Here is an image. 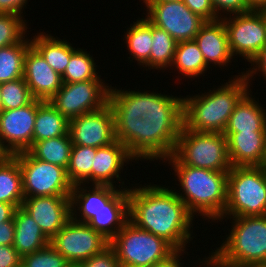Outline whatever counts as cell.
Instances as JSON below:
<instances>
[{
    "instance_id": "cell-1",
    "label": "cell",
    "mask_w": 266,
    "mask_h": 267,
    "mask_svg": "<svg viewBox=\"0 0 266 267\" xmlns=\"http://www.w3.org/2000/svg\"><path fill=\"white\" fill-rule=\"evenodd\" d=\"M145 185L129 188V221L163 238L175 250H186L194 237L191 230L194 216L175 193V188Z\"/></svg>"
},
{
    "instance_id": "cell-2",
    "label": "cell",
    "mask_w": 266,
    "mask_h": 267,
    "mask_svg": "<svg viewBox=\"0 0 266 267\" xmlns=\"http://www.w3.org/2000/svg\"><path fill=\"white\" fill-rule=\"evenodd\" d=\"M167 161L169 166L172 165L171 169L179 181V184L175 185L181 187V190H176L175 193L185 203L190 213L194 217L198 214L209 222L210 219L211 222L216 220L218 222L227 205L228 172L183 165L173 155L162 163Z\"/></svg>"
},
{
    "instance_id": "cell-3",
    "label": "cell",
    "mask_w": 266,
    "mask_h": 267,
    "mask_svg": "<svg viewBox=\"0 0 266 267\" xmlns=\"http://www.w3.org/2000/svg\"><path fill=\"white\" fill-rule=\"evenodd\" d=\"M234 77L219 88L184 97L183 126L196 132L223 133L237 103L251 90L244 72Z\"/></svg>"
},
{
    "instance_id": "cell-4",
    "label": "cell",
    "mask_w": 266,
    "mask_h": 267,
    "mask_svg": "<svg viewBox=\"0 0 266 267\" xmlns=\"http://www.w3.org/2000/svg\"><path fill=\"white\" fill-rule=\"evenodd\" d=\"M182 126L154 124L143 117H115V137L135 161H164L173 154Z\"/></svg>"
},
{
    "instance_id": "cell-5",
    "label": "cell",
    "mask_w": 266,
    "mask_h": 267,
    "mask_svg": "<svg viewBox=\"0 0 266 267\" xmlns=\"http://www.w3.org/2000/svg\"><path fill=\"white\" fill-rule=\"evenodd\" d=\"M231 231L220 247L211 251L226 267L266 265V215L230 218Z\"/></svg>"
},
{
    "instance_id": "cell-6",
    "label": "cell",
    "mask_w": 266,
    "mask_h": 267,
    "mask_svg": "<svg viewBox=\"0 0 266 267\" xmlns=\"http://www.w3.org/2000/svg\"><path fill=\"white\" fill-rule=\"evenodd\" d=\"M109 104L114 117L149 118L150 123H183V96L154 91L122 90L110 87Z\"/></svg>"
},
{
    "instance_id": "cell-7",
    "label": "cell",
    "mask_w": 266,
    "mask_h": 267,
    "mask_svg": "<svg viewBox=\"0 0 266 267\" xmlns=\"http://www.w3.org/2000/svg\"><path fill=\"white\" fill-rule=\"evenodd\" d=\"M262 215H266V168L232 167L228 172L227 205L219 221Z\"/></svg>"
},
{
    "instance_id": "cell-8",
    "label": "cell",
    "mask_w": 266,
    "mask_h": 267,
    "mask_svg": "<svg viewBox=\"0 0 266 267\" xmlns=\"http://www.w3.org/2000/svg\"><path fill=\"white\" fill-rule=\"evenodd\" d=\"M181 164L220 172L233 167L223 133L196 132L182 126L172 154Z\"/></svg>"
},
{
    "instance_id": "cell-9",
    "label": "cell",
    "mask_w": 266,
    "mask_h": 267,
    "mask_svg": "<svg viewBox=\"0 0 266 267\" xmlns=\"http://www.w3.org/2000/svg\"><path fill=\"white\" fill-rule=\"evenodd\" d=\"M109 245L121 267H154L176 250L163 238L136 227L128 221Z\"/></svg>"
},
{
    "instance_id": "cell-10",
    "label": "cell",
    "mask_w": 266,
    "mask_h": 267,
    "mask_svg": "<svg viewBox=\"0 0 266 267\" xmlns=\"http://www.w3.org/2000/svg\"><path fill=\"white\" fill-rule=\"evenodd\" d=\"M22 174L24 198L70 196L73 184L67 169L35 158L29 151L15 154Z\"/></svg>"
},
{
    "instance_id": "cell-11",
    "label": "cell",
    "mask_w": 266,
    "mask_h": 267,
    "mask_svg": "<svg viewBox=\"0 0 266 267\" xmlns=\"http://www.w3.org/2000/svg\"><path fill=\"white\" fill-rule=\"evenodd\" d=\"M104 82L103 79H95L62 83L49 103L67 120L99 110L109 103L111 85Z\"/></svg>"
},
{
    "instance_id": "cell-12",
    "label": "cell",
    "mask_w": 266,
    "mask_h": 267,
    "mask_svg": "<svg viewBox=\"0 0 266 267\" xmlns=\"http://www.w3.org/2000/svg\"><path fill=\"white\" fill-rule=\"evenodd\" d=\"M231 16L222 18L231 54L243 56L250 63L266 46V11L251 10Z\"/></svg>"
},
{
    "instance_id": "cell-13",
    "label": "cell",
    "mask_w": 266,
    "mask_h": 267,
    "mask_svg": "<svg viewBox=\"0 0 266 267\" xmlns=\"http://www.w3.org/2000/svg\"><path fill=\"white\" fill-rule=\"evenodd\" d=\"M50 244L74 267L101 252L109 240L87 223L70 218Z\"/></svg>"
},
{
    "instance_id": "cell-14",
    "label": "cell",
    "mask_w": 266,
    "mask_h": 267,
    "mask_svg": "<svg viewBox=\"0 0 266 267\" xmlns=\"http://www.w3.org/2000/svg\"><path fill=\"white\" fill-rule=\"evenodd\" d=\"M147 8L146 18L155 26L165 30L177 42L194 40L206 22L183 3L143 2Z\"/></svg>"
},
{
    "instance_id": "cell-15",
    "label": "cell",
    "mask_w": 266,
    "mask_h": 267,
    "mask_svg": "<svg viewBox=\"0 0 266 267\" xmlns=\"http://www.w3.org/2000/svg\"><path fill=\"white\" fill-rule=\"evenodd\" d=\"M37 99L29 104L0 112V153L15 155L33 145ZM7 143V144H6Z\"/></svg>"
},
{
    "instance_id": "cell-16",
    "label": "cell",
    "mask_w": 266,
    "mask_h": 267,
    "mask_svg": "<svg viewBox=\"0 0 266 267\" xmlns=\"http://www.w3.org/2000/svg\"><path fill=\"white\" fill-rule=\"evenodd\" d=\"M68 132L73 145L99 148L113 143L115 117L111 105L69 120Z\"/></svg>"
},
{
    "instance_id": "cell-17",
    "label": "cell",
    "mask_w": 266,
    "mask_h": 267,
    "mask_svg": "<svg viewBox=\"0 0 266 267\" xmlns=\"http://www.w3.org/2000/svg\"><path fill=\"white\" fill-rule=\"evenodd\" d=\"M21 207L50 240L71 218L70 196L27 197Z\"/></svg>"
},
{
    "instance_id": "cell-18",
    "label": "cell",
    "mask_w": 266,
    "mask_h": 267,
    "mask_svg": "<svg viewBox=\"0 0 266 267\" xmlns=\"http://www.w3.org/2000/svg\"><path fill=\"white\" fill-rule=\"evenodd\" d=\"M24 80L34 99L49 101L61 88L62 79L31 45L24 58Z\"/></svg>"
},
{
    "instance_id": "cell-19",
    "label": "cell",
    "mask_w": 266,
    "mask_h": 267,
    "mask_svg": "<svg viewBox=\"0 0 266 267\" xmlns=\"http://www.w3.org/2000/svg\"><path fill=\"white\" fill-rule=\"evenodd\" d=\"M135 160L127 151L126 147L119 141L97 148V152L92 165V185H108L117 187L114 183L117 181L118 188L129 189L124 186V181L121 180V172L124 166L129 164V161ZM125 163H127L125 165ZM122 170V171H121ZM116 178V181H115ZM114 180V181H113ZM121 181V182H120Z\"/></svg>"
},
{
    "instance_id": "cell-20",
    "label": "cell",
    "mask_w": 266,
    "mask_h": 267,
    "mask_svg": "<svg viewBox=\"0 0 266 267\" xmlns=\"http://www.w3.org/2000/svg\"><path fill=\"white\" fill-rule=\"evenodd\" d=\"M81 185H73L70 211L71 219L82 223H88L121 190L108 185Z\"/></svg>"
},
{
    "instance_id": "cell-21",
    "label": "cell",
    "mask_w": 266,
    "mask_h": 267,
    "mask_svg": "<svg viewBox=\"0 0 266 267\" xmlns=\"http://www.w3.org/2000/svg\"><path fill=\"white\" fill-rule=\"evenodd\" d=\"M210 68L225 67L234 60L228 42V33L222 19L206 21L194 38Z\"/></svg>"
},
{
    "instance_id": "cell-22",
    "label": "cell",
    "mask_w": 266,
    "mask_h": 267,
    "mask_svg": "<svg viewBox=\"0 0 266 267\" xmlns=\"http://www.w3.org/2000/svg\"><path fill=\"white\" fill-rule=\"evenodd\" d=\"M232 166H262L266 132H223Z\"/></svg>"
},
{
    "instance_id": "cell-23",
    "label": "cell",
    "mask_w": 266,
    "mask_h": 267,
    "mask_svg": "<svg viewBox=\"0 0 266 267\" xmlns=\"http://www.w3.org/2000/svg\"><path fill=\"white\" fill-rule=\"evenodd\" d=\"M129 189H121L87 224L111 240L129 221Z\"/></svg>"
},
{
    "instance_id": "cell-24",
    "label": "cell",
    "mask_w": 266,
    "mask_h": 267,
    "mask_svg": "<svg viewBox=\"0 0 266 267\" xmlns=\"http://www.w3.org/2000/svg\"><path fill=\"white\" fill-rule=\"evenodd\" d=\"M249 90L237 103L224 132H266V109Z\"/></svg>"
},
{
    "instance_id": "cell-25",
    "label": "cell",
    "mask_w": 266,
    "mask_h": 267,
    "mask_svg": "<svg viewBox=\"0 0 266 267\" xmlns=\"http://www.w3.org/2000/svg\"><path fill=\"white\" fill-rule=\"evenodd\" d=\"M13 219V247L21 257L39 251L50 243V239L22 207L16 208Z\"/></svg>"
},
{
    "instance_id": "cell-26",
    "label": "cell",
    "mask_w": 266,
    "mask_h": 267,
    "mask_svg": "<svg viewBox=\"0 0 266 267\" xmlns=\"http://www.w3.org/2000/svg\"><path fill=\"white\" fill-rule=\"evenodd\" d=\"M36 34L33 39L31 37V45L43 56L49 66L62 76L71 54L77 48L73 47L67 40H61L52 36V34H46L45 32H37Z\"/></svg>"
},
{
    "instance_id": "cell-27",
    "label": "cell",
    "mask_w": 266,
    "mask_h": 267,
    "mask_svg": "<svg viewBox=\"0 0 266 267\" xmlns=\"http://www.w3.org/2000/svg\"><path fill=\"white\" fill-rule=\"evenodd\" d=\"M24 200L22 174L15 155L0 157V202L21 207Z\"/></svg>"
},
{
    "instance_id": "cell-28",
    "label": "cell",
    "mask_w": 266,
    "mask_h": 267,
    "mask_svg": "<svg viewBox=\"0 0 266 267\" xmlns=\"http://www.w3.org/2000/svg\"><path fill=\"white\" fill-rule=\"evenodd\" d=\"M68 129L69 120L55 109L49 101L37 100L33 141H41L66 135Z\"/></svg>"
},
{
    "instance_id": "cell-29",
    "label": "cell",
    "mask_w": 266,
    "mask_h": 267,
    "mask_svg": "<svg viewBox=\"0 0 266 267\" xmlns=\"http://www.w3.org/2000/svg\"><path fill=\"white\" fill-rule=\"evenodd\" d=\"M171 67L183 77L193 79L203 74L205 76V72L209 70L195 40L178 42Z\"/></svg>"
},
{
    "instance_id": "cell-30",
    "label": "cell",
    "mask_w": 266,
    "mask_h": 267,
    "mask_svg": "<svg viewBox=\"0 0 266 267\" xmlns=\"http://www.w3.org/2000/svg\"><path fill=\"white\" fill-rule=\"evenodd\" d=\"M72 141L69 132L66 135L41 141H33L28 150L35 158L60 167L68 168Z\"/></svg>"
},
{
    "instance_id": "cell-31",
    "label": "cell",
    "mask_w": 266,
    "mask_h": 267,
    "mask_svg": "<svg viewBox=\"0 0 266 267\" xmlns=\"http://www.w3.org/2000/svg\"><path fill=\"white\" fill-rule=\"evenodd\" d=\"M152 38V23L145 17L139 18L125 33V42L132 60L135 59L140 67L143 66L150 57Z\"/></svg>"
},
{
    "instance_id": "cell-32",
    "label": "cell",
    "mask_w": 266,
    "mask_h": 267,
    "mask_svg": "<svg viewBox=\"0 0 266 267\" xmlns=\"http://www.w3.org/2000/svg\"><path fill=\"white\" fill-rule=\"evenodd\" d=\"M151 53L149 60L142 66L149 69L164 70L171 68L178 42L165 30L152 24ZM148 67V69H147Z\"/></svg>"
},
{
    "instance_id": "cell-33",
    "label": "cell",
    "mask_w": 266,
    "mask_h": 267,
    "mask_svg": "<svg viewBox=\"0 0 266 267\" xmlns=\"http://www.w3.org/2000/svg\"><path fill=\"white\" fill-rule=\"evenodd\" d=\"M31 46V38L0 48V83L22 78L24 75V58Z\"/></svg>"
},
{
    "instance_id": "cell-34",
    "label": "cell",
    "mask_w": 266,
    "mask_h": 267,
    "mask_svg": "<svg viewBox=\"0 0 266 267\" xmlns=\"http://www.w3.org/2000/svg\"><path fill=\"white\" fill-rule=\"evenodd\" d=\"M97 148L72 145L67 175L73 185L92 183V165Z\"/></svg>"
},
{
    "instance_id": "cell-35",
    "label": "cell",
    "mask_w": 266,
    "mask_h": 267,
    "mask_svg": "<svg viewBox=\"0 0 266 267\" xmlns=\"http://www.w3.org/2000/svg\"><path fill=\"white\" fill-rule=\"evenodd\" d=\"M85 49L77 48L70 57L64 74L61 76L62 83L84 82L101 79L98 75L94 57ZM93 57V58H92Z\"/></svg>"
},
{
    "instance_id": "cell-36",
    "label": "cell",
    "mask_w": 266,
    "mask_h": 267,
    "mask_svg": "<svg viewBox=\"0 0 266 267\" xmlns=\"http://www.w3.org/2000/svg\"><path fill=\"white\" fill-rule=\"evenodd\" d=\"M0 98L2 110L25 106L34 99L23 77L0 83Z\"/></svg>"
},
{
    "instance_id": "cell-37",
    "label": "cell",
    "mask_w": 266,
    "mask_h": 267,
    "mask_svg": "<svg viewBox=\"0 0 266 267\" xmlns=\"http://www.w3.org/2000/svg\"><path fill=\"white\" fill-rule=\"evenodd\" d=\"M18 14L0 13V48L21 42L27 37L25 18Z\"/></svg>"
},
{
    "instance_id": "cell-38",
    "label": "cell",
    "mask_w": 266,
    "mask_h": 267,
    "mask_svg": "<svg viewBox=\"0 0 266 267\" xmlns=\"http://www.w3.org/2000/svg\"><path fill=\"white\" fill-rule=\"evenodd\" d=\"M21 267H73L50 243L21 257Z\"/></svg>"
},
{
    "instance_id": "cell-39",
    "label": "cell",
    "mask_w": 266,
    "mask_h": 267,
    "mask_svg": "<svg viewBox=\"0 0 266 267\" xmlns=\"http://www.w3.org/2000/svg\"><path fill=\"white\" fill-rule=\"evenodd\" d=\"M216 17L222 19L232 15H238L251 11L246 0H210ZM226 13V15L222 14Z\"/></svg>"
},
{
    "instance_id": "cell-40",
    "label": "cell",
    "mask_w": 266,
    "mask_h": 267,
    "mask_svg": "<svg viewBox=\"0 0 266 267\" xmlns=\"http://www.w3.org/2000/svg\"><path fill=\"white\" fill-rule=\"evenodd\" d=\"M74 267H121L114 249L108 245L101 252Z\"/></svg>"
},
{
    "instance_id": "cell-41",
    "label": "cell",
    "mask_w": 266,
    "mask_h": 267,
    "mask_svg": "<svg viewBox=\"0 0 266 267\" xmlns=\"http://www.w3.org/2000/svg\"><path fill=\"white\" fill-rule=\"evenodd\" d=\"M193 13L205 21L218 20L210 0H182Z\"/></svg>"
},
{
    "instance_id": "cell-42",
    "label": "cell",
    "mask_w": 266,
    "mask_h": 267,
    "mask_svg": "<svg viewBox=\"0 0 266 267\" xmlns=\"http://www.w3.org/2000/svg\"><path fill=\"white\" fill-rule=\"evenodd\" d=\"M251 67L247 68L246 73L244 71V75L247 81L251 84L250 81L254 79V75H258L260 73L264 80L266 81V46L263 47L259 53L251 60ZM253 77V78H252Z\"/></svg>"
},
{
    "instance_id": "cell-43",
    "label": "cell",
    "mask_w": 266,
    "mask_h": 267,
    "mask_svg": "<svg viewBox=\"0 0 266 267\" xmlns=\"http://www.w3.org/2000/svg\"><path fill=\"white\" fill-rule=\"evenodd\" d=\"M0 267H21V256L13 245H0Z\"/></svg>"
},
{
    "instance_id": "cell-44",
    "label": "cell",
    "mask_w": 266,
    "mask_h": 267,
    "mask_svg": "<svg viewBox=\"0 0 266 267\" xmlns=\"http://www.w3.org/2000/svg\"><path fill=\"white\" fill-rule=\"evenodd\" d=\"M28 0H0V13L18 14L24 16L23 10Z\"/></svg>"
},
{
    "instance_id": "cell-45",
    "label": "cell",
    "mask_w": 266,
    "mask_h": 267,
    "mask_svg": "<svg viewBox=\"0 0 266 267\" xmlns=\"http://www.w3.org/2000/svg\"><path fill=\"white\" fill-rule=\"evenodd\" d=\"M14 219L0 224V245H13L14 242Z\"/></svg>"
},
{
    "instance_id": "cell-46",
    "label": "cell",
    "mask_w": 266,
    "mask_h": 267,
    "mask_svg": "<svg viewBox=\"0 0 266 267\" xmlns=\"http://www.w3.org/2000/svg\"><path fill=\"white\" fill-rule=\"evenodd\" d=\"M185 252L188 253L185 250H176L166 260L158 262L154 267H184V263L181 262L183 258L180 256Z\"/></svg>"
},
{
    "instance_id": "cell-47",
    "label": "cell",
    "mask_w": 266,
    "mask_h": 267,
    "mask_svg": "<svg viewBox=\"0 0 266 267\" xmlns=\"http://www.w3.org/2000/svg\"><path fill=\"white\" fill-rule=\"evenodd\" d=\"M16 207L13 204L0 202V224L14 217Z\"/></svg>"
},
{
    "instance_id": "cell-48",
    "label": "cell",
    "mask_w": 266,
    "mask_h": 267,
    "mask_svg": "<svg viewBox=\"0 0 266 267\" xmlns=\"http://www.w3.org/2000/svg\"><path fill=\"white\" fill-rule=\"evenodd\" d=\"M200 264H199L200 267L201 266H204V267L205 266L206 267H223V264L212 253H209L208 257L204 256L203 260L200 261Z\"/></svg>"
},
{
    "instance_id": "cell-49",
    "label": "cell",
    "mask_w": 266,
    "mask_h": 267,
    "mask_svg": "<svg viewBox=\"0 0 266 267\" xmlns=\"http://www.w3.org/2000/svg\"><path fill=\"white\" fill-rule=\"evenodd\" d=\"M248 8L255 11H266V0H246Z\"/></svg>"
},
{
    "instance_id": "cell-50",
    "label": "cell",
    "mask_w": 266,
    "mask_h": 267,
    "mask_svg": "<svg viewBox=\"0 0 266 267\" xmlns=\"http://www.w3.org/2000/svg\"><path fill=\"white\" fill-rule=\"evenodd\" d=\"M143 2H177L182 0H142Z\"/></svg>"
},
{
    "instance_id": "cell-51",
    "label": "cell",
    "mask_w": 266,
    "mask_h": 267,
    "mask_svg": "<svg viewBox=\"0 0 266 267\" xmlns=\"http://www.w3.org/2000/svg\"><path fill=\"white\" fill-rule=\"evenodd\" d=\"M264 168H266V146H265V156H264V159H263V165H262Z\"/></svg>"
},
{
    "instance_id": "cell-52",
    "label": "cell",
    "mask_w": 266,
    "mask_h": 267,
    "mask_svg": "<svg viewBox=\"0 0 266 267\" xmlns=\"http://www.w3.org/2000/svg\"><path fill=\"white\" fill-rule=\"evenodd\" d=\"M2 111L1 98H0V112Z\"/></svg>"
}]
</instances>
